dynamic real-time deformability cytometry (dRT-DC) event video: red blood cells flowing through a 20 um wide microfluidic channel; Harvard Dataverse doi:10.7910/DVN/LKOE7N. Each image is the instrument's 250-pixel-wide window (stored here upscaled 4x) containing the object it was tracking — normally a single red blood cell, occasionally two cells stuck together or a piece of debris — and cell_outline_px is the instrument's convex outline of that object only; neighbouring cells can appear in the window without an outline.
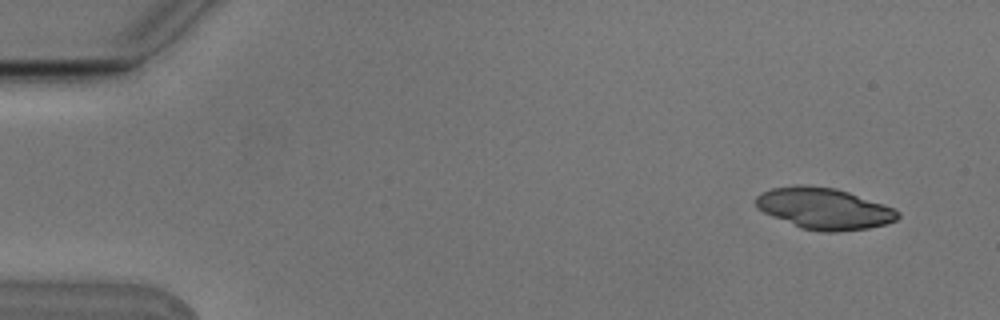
{"species": "Egyptian fruit bat (a non-hibernating species)", "species_latin": "Rousettus aegyptiacus", "temperature_condition": "cold", "stored_images_in_passage": 9, "segment_of_instrument_passage": [1, 2], "camera_frame_rate_fps": 3000, "um_per_image_px": 0.085, "animal": {"sex": "male"}, "frame": {"image": 1, "passage_image": 1, "time_ms": 0.0, "image_size_px": [1000, 320], "cell_outline_px": [[900, 216], [896, 220], [884, 224], [868, 228], [836, 232], [824, 232], [800, 228], [772, 216], [756, 208], [756, 196], [760, 192], [772, 188], [796, 184], [804, 184], [836, 188], [884, 204], [900, 212]], "centroid_in_image_um": [70.02, 17.71], "position_along_channel_um": 15.0, "area_um2": 34.28}}